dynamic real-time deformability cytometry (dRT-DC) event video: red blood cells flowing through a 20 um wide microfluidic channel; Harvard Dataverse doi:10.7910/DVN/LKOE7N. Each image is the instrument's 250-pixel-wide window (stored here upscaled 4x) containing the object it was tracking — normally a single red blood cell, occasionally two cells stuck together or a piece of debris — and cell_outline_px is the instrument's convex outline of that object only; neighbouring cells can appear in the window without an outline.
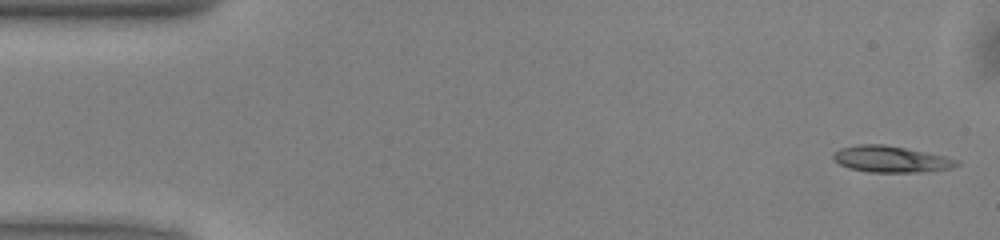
{"species": "common noctule bat (a hibernating species)", "species_latin": "Nyctalus noctula", "temperature_condition": "warm", "stored_images_in_passage": 47, "camera_frame_rate_fps": 3000, "um_per_image_px": 0.085, "animal": {"sex": "male", "body_mass_g": 13.0, "forearm_length_mm": 53.1}, "frame": {"image": 1, "passage_image": 1, "time_ms": 0.0, "image_size_px": [1000, 240], "cell_outline_px": [[960, 164], [952, 168], [928, 172], [868, 172], [848, 168], [832, 160], [832, 152], [840, 148], [856, 144], [884, 144], [944, 156], [960, 160]], "centroid_in_image_um": [75.7, 13.53], "position_along_channel_um": 9.3, "area_um2": 19.19}}
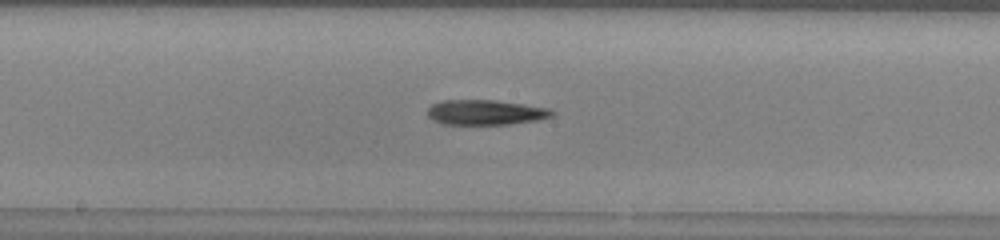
{"frame": {"image": 2, "passage_image": 25, "time_ms": 8.0, "image_size_px": [1000, 240], "cell_outline_px": [[556, 112], [552, 116], [536, 120], [508, 124], [440, 124], [432, 120], [428, 116], [428, 108], [432, 104], [440, 100], [496, 100], [524, 104], [548, 108]], "centroid_in_image_um": [41.24, 9.54], "position_along_channel_um": 207.0, "area_um2": 18.21}}
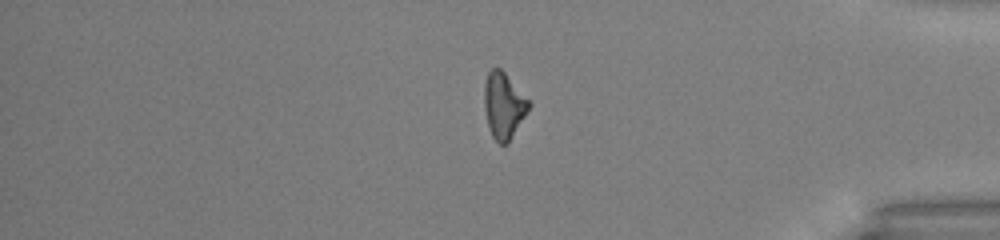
{"frame": {"image": 3, "passage_image": 41, "time_ms": 13.333, "image_size_px": [1000, 240], "cell_outline_px": [[532, 104], [508, 144], [500, 144], [492, 136], [488, 124], [484, 108], [484, 84], [488, 72], [492, 68], [500, 68], [504, 72]], "centroid_in_image_um": [42.81, 8.98], "position_along_channel_um": 392.4, "area_um2": 16.99}, "authors_computed_cell_mechanics": {"area_um2": 18.0336, "velocity_mm_per_s": 4.0558, "shape_relaxation_time_tau1_ms": 4.2821, "shape_relaxation_time_tau2_ms": null, "deformation_change_tau1": 0.1785, "deformation_change_tau2": null}}